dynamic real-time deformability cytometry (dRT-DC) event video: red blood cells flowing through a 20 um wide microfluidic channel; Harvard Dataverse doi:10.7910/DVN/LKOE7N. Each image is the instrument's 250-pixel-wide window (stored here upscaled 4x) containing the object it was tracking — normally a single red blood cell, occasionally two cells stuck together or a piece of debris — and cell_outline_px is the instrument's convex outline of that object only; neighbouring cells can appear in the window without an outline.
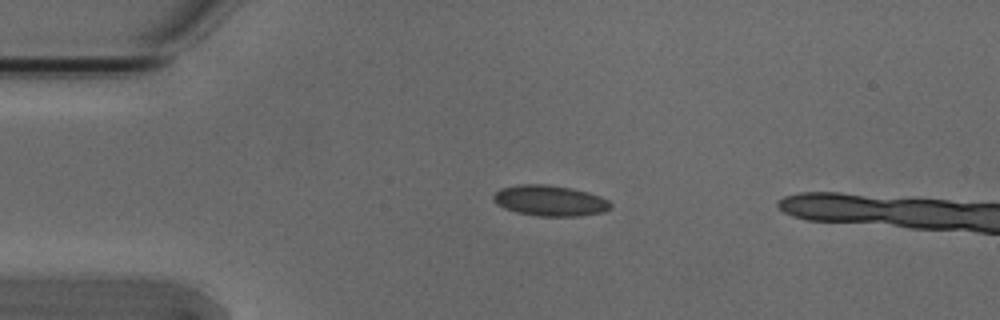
{"species": "Egyptian fruit bat (a non-hibernating species)", "species_latin": "Rousettus aegyptiacus", "temperature_condition": "cold", "stored_images_in_passage": 5, "camera_frame_rate_fps": 3000, "um_per_image_px": 0.085, "animal": {"sex": "male"}, "frame": {"image": 1, "passage_image": 1, "time_ms": 0.0, "image_size_px": [1000, 320], "cell_outline_px": [[612, 208], [604, 212], [580, 216], [536, 216], [516, 212], [504, 208], [496, 204], [492, 200], [492, 196], [500, 188], [520, 184], [544, 184], [568, 188], [588, 192], [600, 196], [608, 200], [612, 204]], "centroid_in_image_um": [46.73, 17.06], "position_along_channel_um": 38.3, "area_um2": 21.1}}